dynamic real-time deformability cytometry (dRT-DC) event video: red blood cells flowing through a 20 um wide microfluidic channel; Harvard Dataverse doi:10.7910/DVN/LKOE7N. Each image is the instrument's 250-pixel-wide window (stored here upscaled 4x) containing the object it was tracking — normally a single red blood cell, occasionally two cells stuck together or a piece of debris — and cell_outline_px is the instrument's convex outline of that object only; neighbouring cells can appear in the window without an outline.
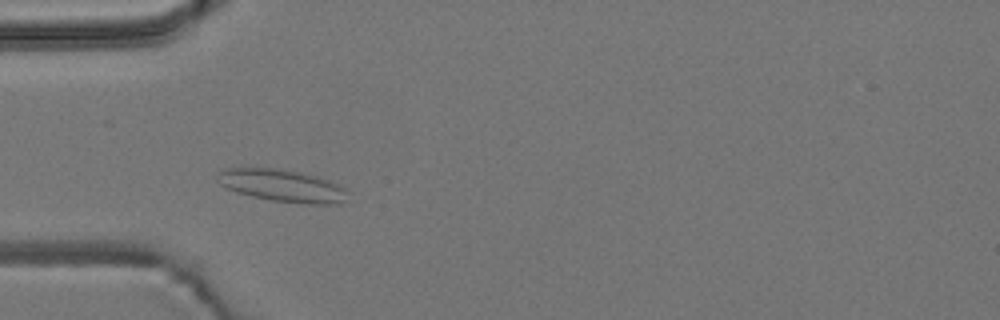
{"species": "common noctule bat (a hibernating species)", "species_latin": "Nyctalus noctula", "temperature_condition": "room temperature", "stored_images_in_passage": 49, "camera_frame_rate_fps": 3000, "um_per_image_px": 0.085, "animal": {"sex": "male", "body_mass_g": 19.2, "forearm_length_mm": 51.8}, "frame": {"image": 1, "passage_image": 10, "time_ms": 3.0, "image_size_px": [1000, 320], "cell_outline_px": [[352, 192], [340, 204], [300, 204], [272, 200], [252, 196], [236, 192], [220, 184], [216, 180], [216, 176], [220, 172], [228, 168], [276, 168], [300, 172], [316, 176], [340, 184]], "centroid_in_image_um": [24.06, 15.79], "position_along_channel_um": 60.9, "area_um2": 24.8}}
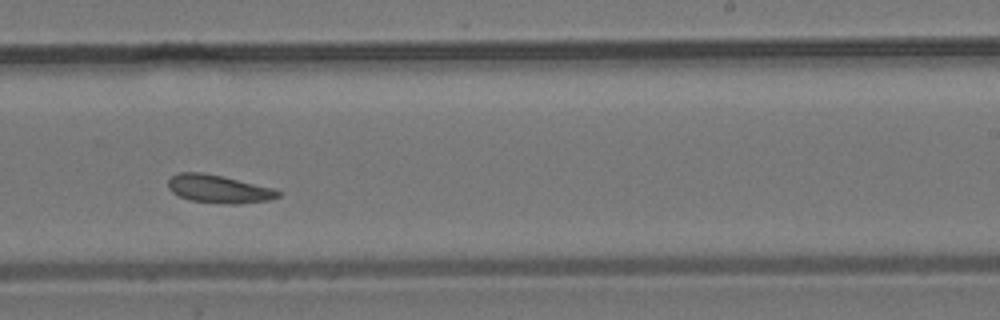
{"frame": {"image": 2, "passage_image": 27, "time_ms": 8.667, "image_size_px": [1000, 320], "cell_outline_px": [[280, 196], [268, 200], [240, 204], [228, 204], [192, 200], [180, 196], [172, 192], [168, 188], [168, 180], [172, 176], [180, 172], [200, 172], [220, 176], [272, 188], [280, 192]], "centroid_in_image_um": [18.56, 16.07], "position_along_channel_um": 270.4, "area_um2": 17.57}}
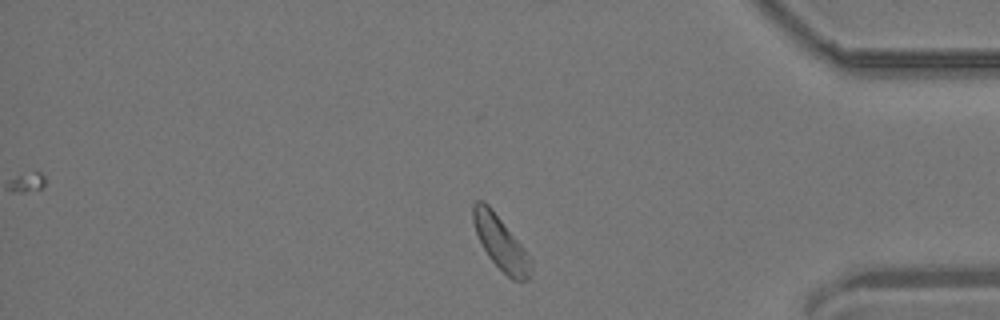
{"frame": {"image": 3, "passage_image": 39, "time_ms": 12.667, "image_size_px": [1000, 320], "cell_outline_px": [[532, 268], [528, 280], [512, 280], [488, 256], [476, 232], [472, 220], [472, 204], [476, 200], [484, 200], [488, 204], [532, 256]], "centroid_in_image_um": [42.58, 20.62], "position_along_channel_um": 392.6, "area_um2": 18.09}}